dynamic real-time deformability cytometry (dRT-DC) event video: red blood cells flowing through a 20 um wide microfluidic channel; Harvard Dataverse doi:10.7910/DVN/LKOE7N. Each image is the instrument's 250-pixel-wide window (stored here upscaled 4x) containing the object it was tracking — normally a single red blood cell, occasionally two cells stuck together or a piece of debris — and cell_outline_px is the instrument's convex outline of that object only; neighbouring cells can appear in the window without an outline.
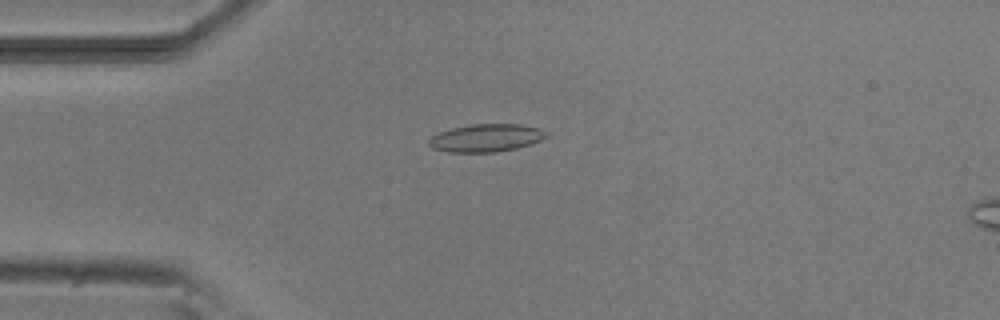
{"species": "common noctule bat (a hibernating species)", "species_latin": "Nyctalus noctula", "temperature_condition": "room temperature", "stored_images_in_passage": 4, "camera_frame_rate_fps": 3000, "um_per_image_px": 0.085, "animal": {"sex": "male", "body_mass_g": 20.5, "forearm_length_mm": 52.5}, "frame": {"image": 1, "passage_image": 2, "time_ms": 1.333, "image_size_px": [1000, 320], "cell_outline_px": [[548, 136], [540, 140], [516, 148], [496, 152], [448, 152], [432, 148], [428, 144], [428, 140], [432, 136], [440, 132], [452, 128], [472, 124], [520, 124], [540, 128], [548, 132]], "centroid_in_image_um": [41.32, 11.72], "position_along_channel_um": 43.7, "area_um2": 18.96}}
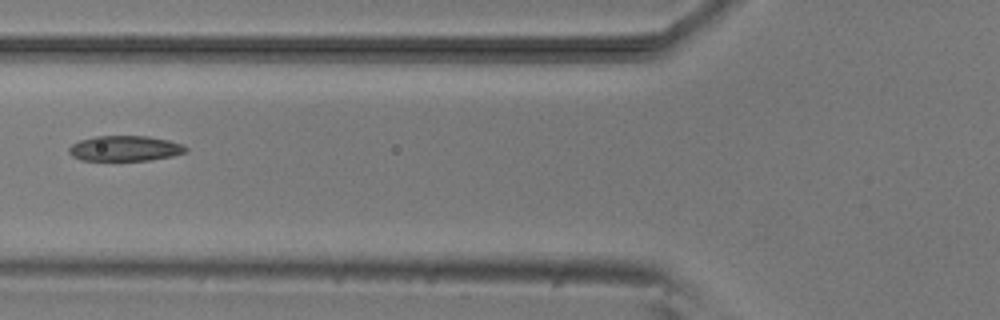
{"frame": {"image": 2, "passage_image": 4, "time_ms": 3.667, "image_size_px": [1000, 320], "cell_outline_px": [[188, 152], [172, 156], [148, 160], [80, 160], [72, 156], [68, 152], [68, 148], [72, 144], [80, 140], [96, 136], [148, 136], [168, 140], [184, 144], [188, 148]], "centroid_in_image_um": [10.64, 12.61], "position_along_channel_um": 115.2, "area_um2": 17.34}}